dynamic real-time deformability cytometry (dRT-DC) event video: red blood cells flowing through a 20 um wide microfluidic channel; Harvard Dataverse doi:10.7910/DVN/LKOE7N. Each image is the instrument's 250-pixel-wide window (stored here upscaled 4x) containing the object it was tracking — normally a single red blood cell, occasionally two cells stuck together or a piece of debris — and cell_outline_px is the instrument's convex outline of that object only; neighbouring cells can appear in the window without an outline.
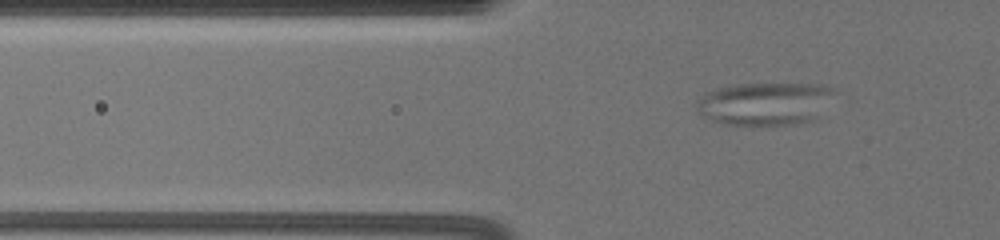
{"species": "common noctule bat (a hibernating species)", "species_latin": "Nyctalus noctula", "temperature_condition": "warm", "stored_images_in_passage": 45, "camera_frame_rate_fps": 3000, "um_per_image_px": 0.085, "animal": {"sex": "female", "body_mass_g": 19.5, "forearm_length_mm": 54.1}, "frame": {"image": 1, "passage_image": 4, "time_ms": 1.0, "image_size_px": [1000, 240], "cell_outline_px": [[832, 92], [816, 116], [812, 120], [788, 124], [720, 124], [704, 116], [696, 108], [696, 104], [704, 92], [716, 88], [736, 84], [824, 84], [832, 88]], "centroid_in_image_um": [64.91, 8.79], "position_along_channel_um": 60.9, "area_um2": 33.58}}
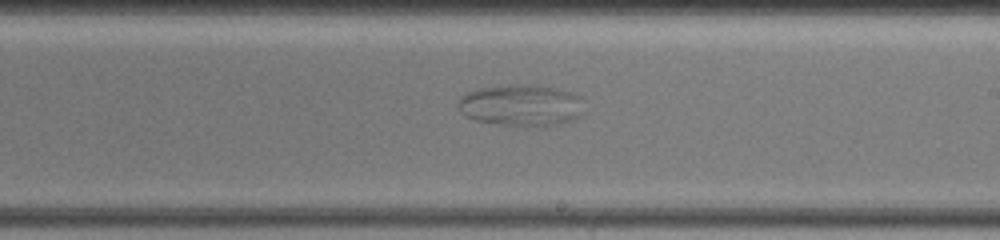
{"frame": {"image": 2, "passage_image": 22, "time_ms": 7.0, "image_size_px": [1000, 240], "cell_outline_px": [[580, 116], [576, 120], [544, 128], [496, 124], [476, 120], [460, 112], [460, 96], [464, 92], [480, 88], [516, 84], [536, 84], [556, 88], [572, 92], [580, 96]], "centroid_in_image_um": [44.32, 8.96], "position_along_channel_um": 244.7, "area_um2": 30.92}}
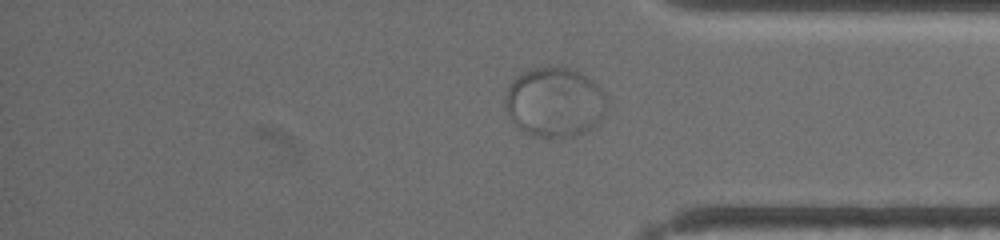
{"frame": {"image": 3, "passage_image": 35, "time_ms": 11.333, "image_size_px": [1000, 240], "cell_outline_px": [[608, 104], [604, 116], [600, 124], [572, 136], [536, 136], [520, 128], [512, 120], [504, 104], [504, 96], [512, 80], [516, 76], [528, 68], [548, 64], [576, 68], [588, 76], [608, 96]], "centroid_in_image_um": [47.18, 8.6], "position_along_channel_um": 388.0, "area_um2": 42.08}}